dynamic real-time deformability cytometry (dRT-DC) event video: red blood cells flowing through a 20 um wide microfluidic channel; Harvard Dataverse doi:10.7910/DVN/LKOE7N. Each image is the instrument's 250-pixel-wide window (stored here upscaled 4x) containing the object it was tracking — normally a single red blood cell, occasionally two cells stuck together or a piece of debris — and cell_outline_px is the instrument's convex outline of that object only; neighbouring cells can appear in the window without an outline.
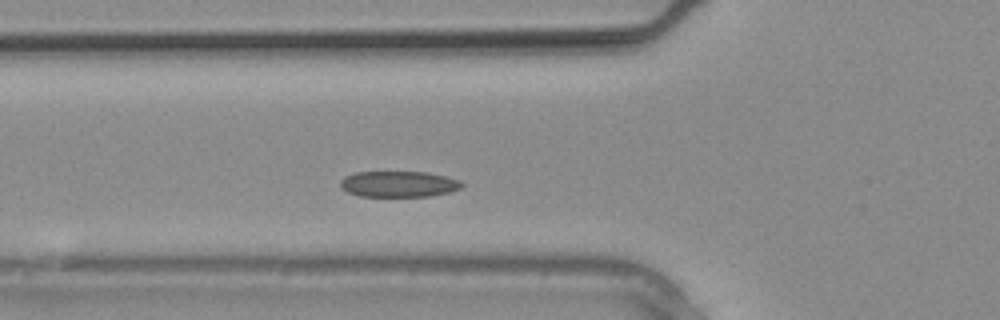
{"species": "common noctule bat (a hibernating species)", "species_latin": "Nyctalus noctula", "temperature_condition": "warm", "stored_images_in_passage": 4, "camera_frame_rate_fps": 3000, "um_per_image_px": 0.085, "animal": {"sex": "male", "body_mass_g": 20.4}, "frame": {"image": 1, "passage_image": 2, "time_ms": 0.333, "image_size_px": [1000, 320], "cell_outline_px": [[464, 184], [460, 188], [448, 192], [432, 196], [360, 196], [348, 192], [340, 188], [340, 180], [344, 176], [356, 172], [428, 172], [460, 180]], "centroid_in_image_um": [33.86, 15.64], "position_along_channel_um": 91.9, "area_um2": 18.38}}